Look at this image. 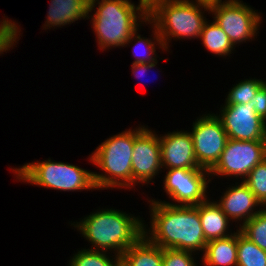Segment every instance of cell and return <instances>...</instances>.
Returning <instances> with one entry per match:
<instances>
[{"label":"cell","instance_id":"cell-1","mask_svg":"<svg viewBox=\"0 0 266 266\" xmlns=\"http://www.w3.org/2000/svg\"><path fill=\"white\" fill-rule=\"evenodd\" d=\"M149 202L151 230L144 225V236L151 243L162 249L205 251L207 241L200 221L199 204L183 206L155 199Z\"/></svg>","mask_w":266,"mask_h":266},{"label":"cell","instance_id":"cell-2","mask_svg":"<svg viewBox=\"0 0 266 266\" xmlns=\"http://www.w3.org/2000/svg\"><path fill=\"white\" fill-rule=\"evenodd\" d=\"M76 223L72 225L95 247L91 250L113 249L118 256L144 235L142 219L112 208L94 212Z\"/></svg>","mask_w":266,"mask_h":266},{"label":"cell","instance_id":"cell-3","mask_svg":"<svg viewBox=\"0 0 266 266\" xmlns=\"http://www.w3.org/2000/svg\"><path fill=\"white\" fill-rule=\"evenodd\" d=\"M133 145L134 130L128 129L108 138L96 148L90 156V161L105 172H93L96 189L132 187Z\"/></svg>","mask_w":266,"mask_h":266},{"label":"cell","instance_id":"cell-4","mask_svg":"<svg viewBox=\"0 0 266 266\" xmlns=\"http://www.w3.org/2000/svg\"><path fill=\"white\" fill-rule=\"evenodd\" d=\"M210 11V7L193 0H174L159 8L147 19L152 24L154 38L167 51L171 38H200L206 18L202 9ZM205 18V19H204ZM171 36V37H170ZM168 41V42H167Z\"/></svg>","mask_w":266,"mask_h":266},{"label":"cell","instance_id":"cell-5","mask_svg":"<svg viewBox=\"0 0 266 266\" xmlns=\"http://www.w3.org/2000/svg\"><path fill=\"white\" fill-rule=\"evenodd\" d=\"M97 4L91 21L100 49L126 46L131 35L138 30L137 21L147 22V18L129 0H101Z\"/></svg>","mask_w":266,"mask_h":266},{"label":"cell","instance_id":"cell-6","mask_svg":"<svg viewBox=\"0 0 266 266\" xmlns=\"http://www.w3.org/2000/svg\"><path fill=\"white\" fill-rule=\"evenodd\" d=\"M17 179L27 183L60 191L96 189L93 172L51 159L32 162L20 168L12 169Z\"/></svg>","mask_w":266,"mask_h":266},{"label":"cell","instance_id":"cell-7","mask_svg":"<svg viewBox=\"0 0 266 266\" xmlns=\"http://www.w3.org/2000/svg\"><path fill=\"white\" fill-rule=\"evenodd\" d=\"M209 12L215 16L213 21L222 28L233 46L255 38L262 18L240 0L213 5Z\"/></svg>","mask_w":266,"mask_h":266},{"label":"cell","instance_id":"cell-8","mask_svg":"<svg viewBox=\"0 0 266 266\" xmlns=\"http://www.w3.org/2000/svg\"><path fill=\"white\" fill-rule=\"evenodd\" d=\"M265 158L266 141L228 139L219 160L209 173L211 176H240L244 180Z\"/></svg>","mask_w":266,"mask_h":266},{"label":"cell","instance_id":"cell-9","mask_svg":"<svg viewBox=\"0 0 266 266\" xmlns=\"http://www.w3.org/2000/svg\"><path fill=\"white\" fill-rule=\"evenodd\" d=\"M191 136L200 168L210 171L223 152L228 135L215 114H205L193 123Z\"/></svg>","mask_w":266,"mask_h":266},{"label":"cell","instance_id":"cell-10","mask_svg":"<svg viewBox=\"0 0 266 266\" xmlns=\"http://www.w3.org/2000/svg\"><path fill=\"white\" fill-rule=\"evenodd\" d=\"M209 176V171L203 168L168 169L163 181V189L173 201L180 205H198L207 199L206 189L211 180L207 181L206 178Z\"/></svg>","mask_w":266,"mask_h":266},{"label":"cell","instance_id":"cell-11","mask_svg":"<svg viewBox=\"0 0 266 266\" xmlns=\"http://www.w3.org/2000/svg\"><path fill=\"white\" fill-rule=\"evenodd\" d=\"M217 117L228 139L241 141H266V121L247 104L224 105Z\"/></svg>","mask_w":266,"mask_h":266},{"label":"cell","instance_id":"cell-12","mask_svg":"<svg viewBox=\"0 0 266 266\" xmlns=\"http://www.w3.org/2000/svg\"><path fill=\"white\" fill-rule=\"evenodd\" d=\"M162 168L159 137L143 126L134 129L132 186L149 183Z\"/></svg>","mask_w":266,"mask_h":266},{"label":"cell","instance_id":"cell-13","mask_svg":"<svg viewBox=\"0 0 266 266\" xmlns=\"http://www.w3.org/2000/svg\"><path fill=\"white\" fill-rule=\"evenodd\" d=\"M162 168L202 169L195 154L190 132L174 131L159 137Z\"/></svg>","mask_w":266,"mask_h":266},{"label":"cell","instance_id":"cell-14","mask_svg":"<svg viewBox=\"0 0 266 266\" xmlns=\"http://www.w3.org/2000/svg\"><path fill=\"white\" fill-rule=\"evenodd\" d=\"M227 189L217 203L230 220L242 221L243 219L242 225H244L262 210V208H259L254 212L256 207H263V205L243 181L241 184Z\"/></svg>","mask_w":266,"mask_h":266},{"label":"cell","instance_id":"cell-15","mask_svg":"<svg viewBox=\"0 0 266 266\" xmlns=\"http://www.w3.org/2000/svg\"><path fill=\"white\" fill-rule=\"evenodd\" d=\"M99 0H51L45 29L50 26H65L78 19L89 18V12L95 10V3Z\"/></svg>","mask_w":266,"mask_h":266},{"label":"cell","instance_id":"cell-16","mask_svg":"<svg viewBox=\"0 0 266 266\" xmlns=\"http://www.w3.org/2000/svg\"><path fill=\"white\" fill-rule=\"evenodd\" d=\"M199 216L206 241L225 238L230 219L222 211L221 206L215 201L206 199L199 204Z\"/></svg>","mask_w":266,"mask_h":266},{"label":"cell","instance_id":"cell-17","mask_svg":"<svg viewBox=\"0 0 266 266\" xmlns=\"http://www.w3.org/2000/svg\"><path fill=\"white\" fill-rule=\"evenodd\" d=\"M120 257L121 266H163V249L144 235Z\"/></svg>","mask_w":266,"mask_h":266},{"label":"cell","instance_id":"cell-18","mask_svg":"<svg viewBox=\"0 0 266 266\" xmlns=\"http://www.w3.org/2000/svg\"><path fill=\"white\" fill-rule=\"evenodd\" d=\"M205 266H237V232L210 240L203 254Z\"/></svg>","mask_w":266,"mask_h":266},{"label":"cell","instance_id":"cell-19","mask_svg":"<svg viewBox=\"0 0 266 266\" xmlns=\"http://www.w3.org/2000/svg\"><path fill=\"white\" fill-rule=\"evenodd\" d=\"M200 39L208 51L222 57L235 49L226 33L214 21L211 24L207 21L204 23Z\"/></svg>","mask_w":266,"mask_h":266},{"label":"cell","instance_id":"cell-20","mask_svg":"<svg viewBox=\"0 0 266 266\" xmlns=\"http://www.w3.org/2000/svg\"><path fill=\"white\" fill-rule=\"evenodd\" d=\"M237 266H266V251L247 238L240 229L237 230Z\"/></svg>","mask_w":266,"mask_h":266},{"label":"cell","instance_id":"cell-21","mask_svg":"<svg viewBox=\"0 0 266 266\" xmlns=\"http://www.w3.org/2000/svg\"><path fill=\"white\" fill-rule=\"evenodd\" d=\"M106 251L81 249L71 258L70 266H121V257L115 254V258L109 259ZM115 259V260H113Z\"/></svg>","mask_w":266,"mask_h":266},{"label":"cell","instance_id":"cell-22","mask_svg":"<svg viewBox=\"0 0 266 266\" xmlns=\"http://www.w3.org/2000/svg\"><path fill=\"white\" fill-rule=\"evenodd\" d=\"M266 83L261 79H246L236 84L228 93L225 105L247 104L255 98L258 90Z\"/></svg>","mask_w":266,"mask_h":266},{"label":"cell","instance_id":"cell-23","mask_svg":"<svg viewBox=\"0 0 266 266\" xmlns=\"http://www.w3.org/2000/svg\"><path fill=\"white\" fill-rule=\"evenodd\" d=\"M239 227L240 231L262 250L266 251V210L265 208Z\"/></svg>","mask_w":266,"mask_h":266},{"label":"cell","instance_id":"cell-24","mask_svg":"<svg viewBox=\"0 0 266 266\" xmlns=\"http://www.w3.org/2000/svg\"><path fill=\"white\" fill-rule=\"evenodd\" d=\"M243 182L264 207L266 205V158L250 171Z\"/></svg>","mask_w":266,"mask_h":266},{"label":"cell","instance_id":"cell-25","mask_svg":"<svg viewBox=\"0 0 266 266\" xmlns=\"http://www.w3.org/2000/svg\"><path fill=\"white\" fill-rule=\"evenodd\" d=\"M138 32L137 30L131 35V37L129 38V40L126 42V45L130 42L134 40H136V43H135V50L137 51L138 49L142 50L141 51V54L137 52H134V49H133V56L136 57V59L134 60V62L132 64H147V63H152V62H155L157 61L156 59V47H155V43L156 42H152L150 39H145V37L141 38V35H137ZM133 38V39H132ZM136 38V39H135ZM132 40V41H131ZM143 45V46H142ZM145 46L147 48H145ZM142 47H144L146 50V52H144V50L142 49ZM143 52V53H142ZM139 54V55H138ZM138 55V56H137ZM155 55V56H153Z\"/></svg>","mask_w":266,"mask_h":266},{"label":"cell","instance_id":"cell-26","mask_svg":"<svg viewBox=\"0 0 266 266\" xmlns=\"http://www.w3.org/2000/svg\"><path fill=\"white\" fill-rule=\"evenodd\" d=\"M192 252L172 248L163 249V266H197Z\"/></svg>","mask_w":266,"mask_h":266},{"label":"cell","instance_id":"cell-27","mask_svg":"<svg viewBox=\"0 0 266 266\" xmlns=\"http://www.w3.org/2000/svg\"><path fill=\"white\" fill-rule=\"evenodd\" d=\"M2 21H0V54L8 51V49L10 50L14 46V42L18 41V35H20L18 34L20 33L19 28L14 21L8 19Z\"/></svg>","mask_w":266,"mask_h":266},{"label":"cell","instance_id":"cell-28","mask_svg":"<svg viewBox=\"0 0 266 266\" xmlns=\"http://www.w3.org/2000/svg\"><path fill=\"white\" fill-rule=\"evenodd\" d=\"M254 107L258 116L266 121V83L258 90L255 98L249 102Z\"/></svg>","mask_w":266,"mask_h":266},{"label":"cell","instance_id":"cell-29","mask_svg":"<svg viewBox=\"0 0 266 266\" xmlns=\"http://www.w3.org/2000/svg\"><path fill=\"white\" fill-rule=\"evenodd\" d=\"M174 0H139L138 10L148 19L159 8Z\"/></svg>","mask_w":266,"mask_h":266},{"label":"cell","instance_id":"cell-30","mask_svg":"<svg viewBox=\"0 0 266 266\" xmlns=\"http://www.w3.org/2000/svg\"><path fill=\"white\" fill-rule=\"evenodd\" d=\"M157 61L147 64H132V73L135 75V77H143V75L150 70L151 68L155 67L157 65Z\"/></svg>","mask_w":266,"mask_h":266},{"label":"cell","instance_id":"cell-31","mask_svg":"<svg viewBox=\"0 0 266 266\" xmlns=\"http://www.w3.org/2000/svg\"><path fill=\"white\" fill-rule=\"evenodd\" d=\"M231 0H225L222 2V0H196V2H198L199 4H203V5H206L208 7H211L213 5H216V4H221V3H224V2H229Z\"/></svg>","mask_w":266,"mask_h":266}]
</instances>
